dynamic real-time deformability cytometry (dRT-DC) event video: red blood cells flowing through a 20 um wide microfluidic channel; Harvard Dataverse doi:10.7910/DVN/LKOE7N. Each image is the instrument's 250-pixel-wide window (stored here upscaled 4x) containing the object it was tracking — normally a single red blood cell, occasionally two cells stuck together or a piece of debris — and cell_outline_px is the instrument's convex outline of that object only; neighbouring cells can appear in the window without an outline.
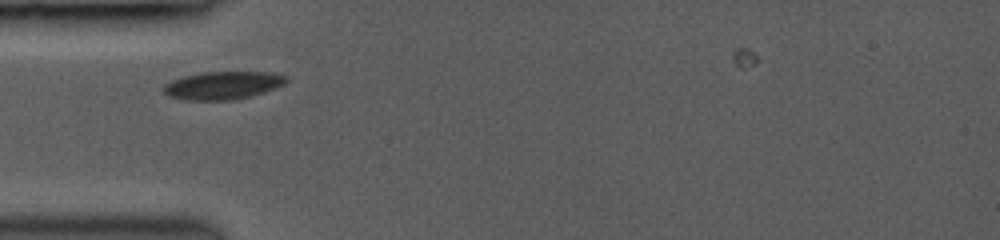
{"species": "common noctule bat (a hibernating species)", "species_latin": "Nyctalus noctula", "temperature_condition": "room temperature", "stored_images_in_passage": 3, "camera_frame_rate_fps": 3000, "um_per_image_px": 0.085, "animal": {"sex": "female", "body_mass_g": 19.0, "forearm_length_mm": 53.3}, "frame": {"image": 1, "passage_image": 2, "time_ms": 1.333, "image_size_px": [1000, 240], "cell_outline_px": [[288, 80], [284, 84], [276, 88], [252, 96], [232, 100], [188, 100], [168, 96], [164, 92], [164, 84], [172, 80], [184, 76], [200, 72], [268, 72], [288, 76]], "centroid_in_image_um": [18.96, 7.25], "position_along_channel_um": 66.0, "area_um2": 20.0}}
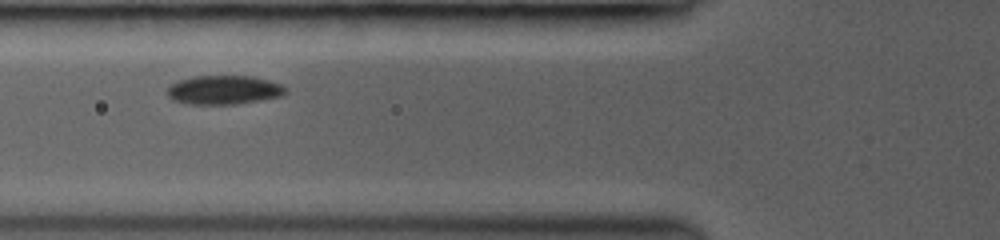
{"frame": {"image": 2, "passage_image": 3, "time_ms": 2.333, "image_size_px": [1000, 240], "cell_outline_px": [[288, 92], [284, 96], [236, 104], [188, 104], [172, 100], [168, 96], [168, 84], [180, 80], [196, 76], [252, 76], [268, 80], [280, 84], [288, 88]], "centroid_in_image_um": [19.05, 7.65], "position_along_channel_um": 106.7, "area_um2": 20.11}}